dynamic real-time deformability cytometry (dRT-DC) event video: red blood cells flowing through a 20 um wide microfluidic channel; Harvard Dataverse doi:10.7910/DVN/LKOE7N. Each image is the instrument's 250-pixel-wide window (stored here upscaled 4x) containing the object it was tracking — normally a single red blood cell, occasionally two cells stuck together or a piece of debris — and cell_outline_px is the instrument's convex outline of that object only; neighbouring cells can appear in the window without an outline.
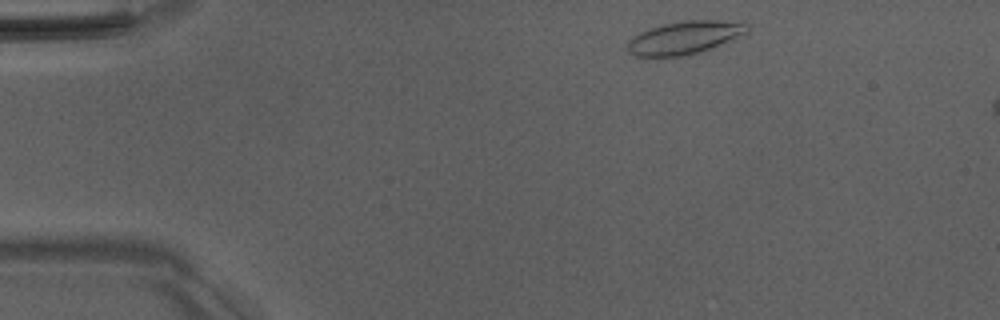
{"species": "Egyptian fruit bat (a non-hibernating species)", "species_latin": "Rousettus aegyptiacus", "temperature_condition": "room temperature", "stored_images_in_passage": 9, "camera_frame_rate_fps": 3000, "um_per_image_px": 0.085, "animal": {"sex": "male"}, "frame": {"image": 1, "passage_image": 2, "time_ms": 0.333, "image_size_px": [1000, 320], "cell_outline_px": [[748, 32], [700, 52], [680, 56], [636, 56], [628, 52], [628, 40], [632, 36], [640, 32], [660, 24], [680, 20], [744, 20], [748, 24]], "centroid_in_image_um": [58.2, 3.16], "position_along_channel_um": 26.8, "area_um2": 23.12}}